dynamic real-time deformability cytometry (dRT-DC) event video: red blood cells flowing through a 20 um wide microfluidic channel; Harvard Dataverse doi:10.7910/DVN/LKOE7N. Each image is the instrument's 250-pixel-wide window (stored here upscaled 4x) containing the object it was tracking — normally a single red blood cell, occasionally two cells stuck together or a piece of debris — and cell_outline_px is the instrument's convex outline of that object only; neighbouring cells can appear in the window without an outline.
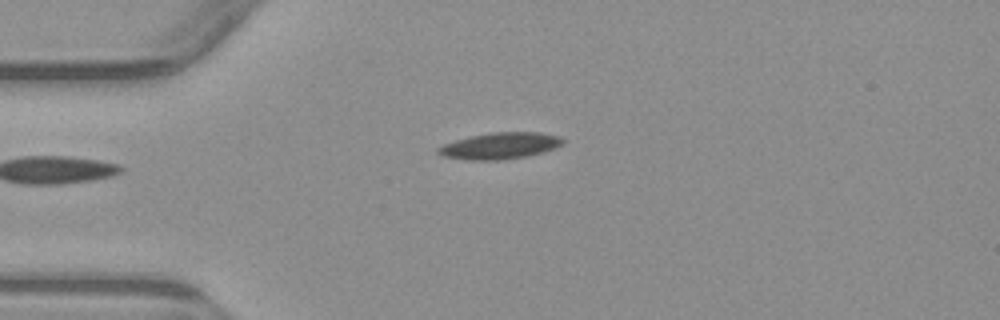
{"species": "common noctule bat (a hibernating species)", "species_latin": "Nyctalus noctula", "temperature_condition": "warm", "stored_images_in_passage": 2, "camera_frame_rate_fps": 3000, "um_per_image_px": 0.085, "animal": {"sex": "male", "body_mass_g": 23.1, "forearm_length_mm": 52.7}, "frame": {"image": 1, "passage_image": 2, "time_ms": 1.333, "image_size_px": [1000, 320], "cell_outline_px": [[564, 144], [540, 152], [524, 156], [504, 160], [468, 160], [444, 156], [436, 152], [436, 148], [444, 144], [456, 140], [488, 132], [540, 132], [560, 136], [564, 140]], "centroid_in_image_um": [42.48, 12.38], "position_along_channel_um": 42.5, "area_um2": 19.07}}